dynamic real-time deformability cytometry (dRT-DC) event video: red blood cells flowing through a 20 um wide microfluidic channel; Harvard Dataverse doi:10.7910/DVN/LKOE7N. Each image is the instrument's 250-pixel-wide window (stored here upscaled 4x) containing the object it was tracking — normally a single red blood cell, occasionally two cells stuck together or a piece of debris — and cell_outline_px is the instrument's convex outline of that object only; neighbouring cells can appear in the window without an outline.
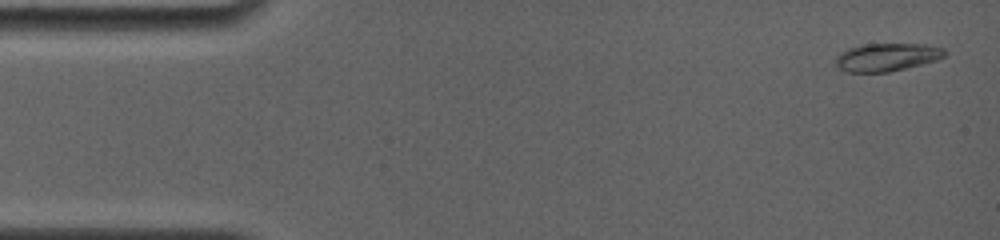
{"species": "common noctule bat (a hibernating species)", "species_latin": "Nyctalus noctula", "temperature_condition": "room temperature", "stored_images_in_passage": 10, "camera_frame_rate_fps": 4000, "um_per_image_px": 0.085, "animal": {"sex": "female", "body_mass_g": 19.0, "forearm_length_mm": 56.7}, "frame": {"image": 1, "passage_image": 1, "time_ms": 0.0, "image_size_px": [1000, 240], "cell_outline_px": [[948, 52], [944, 56], [936, 60], [888, 72], [848, 72], [840, 68], [836, 64], [836, 56], [840, 52], [848, 48], [864, 44], [924, 44], [944, 48]], "centroid_in_image_um": [75.38, 4.85], "position_along_channel_um": 9.6, "area_um2": 17.63}}
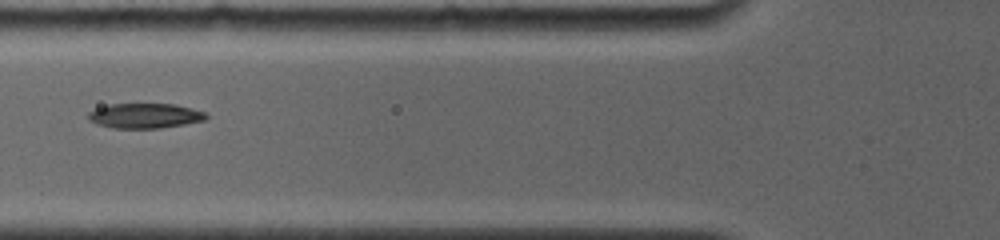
{"frame": {"image": 2, "passage_image": 7, "time_ms": 5.75, "image_size_px": [1000, 240], "cell_outline_px": [[208, 116], [204, 120], [184, 124], [160, 128], [112, 128], [96, 124], [88, 120], [88, 112], [96, 108], [112, 104], [176, 104], [192, 108], [204, 112]], "centroid_in_image_um": [12.29, 9.84], "position_along_channel_um": 113.5, "area_um2": 17.11}}
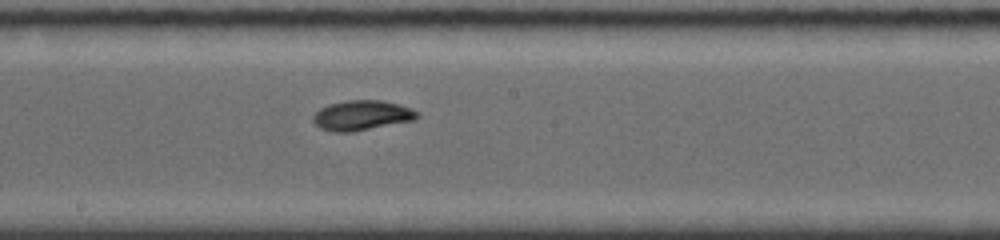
{"frame": {"image": 3, "passage_image": 10, "time_ms": 8.5, "image_size_px": [1000, 240], "cell_outline_px": [[420, 116], [416, 120], [352, 132], [332, 132], [320, 128], [312, 120], [312, 116], [320, 108], [328, 104], [344, 100], [380, 100], [400, 104], [416, 112]], "centroid_in_image_um": [30.73, 9.81], "position_along_channel_um": 217.5, "area_um2": 18.26}}